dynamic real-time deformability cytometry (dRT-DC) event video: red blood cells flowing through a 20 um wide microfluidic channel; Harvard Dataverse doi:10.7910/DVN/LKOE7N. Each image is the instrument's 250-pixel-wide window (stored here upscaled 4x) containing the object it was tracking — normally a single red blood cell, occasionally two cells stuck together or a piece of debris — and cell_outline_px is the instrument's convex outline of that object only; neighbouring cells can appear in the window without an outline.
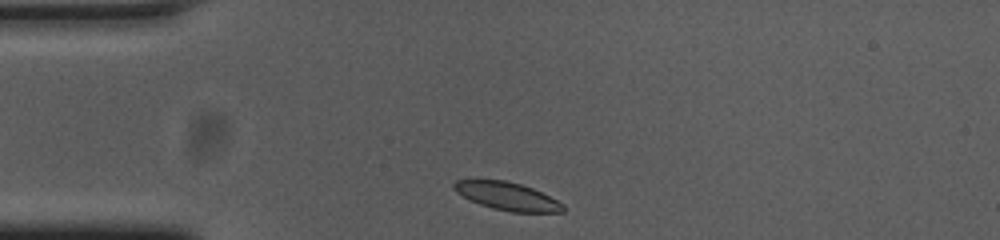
{"species": "common noctule bat (a hibernating species)", "species_latin": "Nyctalus noctula", "temperature_condition": "cold", "stored_images_in_passage": 33, "camera_frame_rate_fps": 3000, "um_per_image_px": 0.085, "animal": {"sex": "female", "body_mass_g": 23.0, "forearm_length_mm": 53.4}, "frame": {"image": 1, "passage_image": 1, "time_ms": 0.0, "image_size_px": [1000, 240], "cell_outline_px": [[564, 212], [512, 212], [492, 208], [480, 204], [456, 192], [452, 188], [452, 184], [456, 180], [504, 180], [520, 184], [532, 188], [564, 204]], "centroid_in_image_um": [43.1, 16.68], "position_along_channel_um": 41.9, "area_um2": 17.51}}
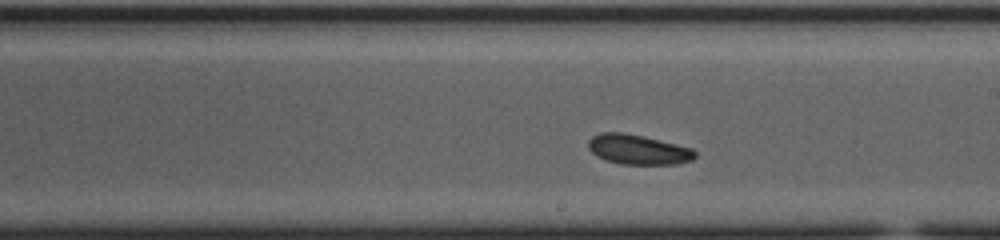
{"frame": {"image": 2, "passage_image": 19, "time_ms": 6.0, "image_size_px": [1000, 240], "cell_outline_px": [[696, 156], [692, 160], [676, 164], [620, 164], [604, 160], [596, 156], [588, 148], [588, 140], [592, 136], [600, 132], [620, 132], [640, 136], [676, 144], [692, 148], [696, 152]], "centroid_in_image_um": [54.2, 12.72], "position_along_channel_um": 234.8, "area_um2": 18.5}}
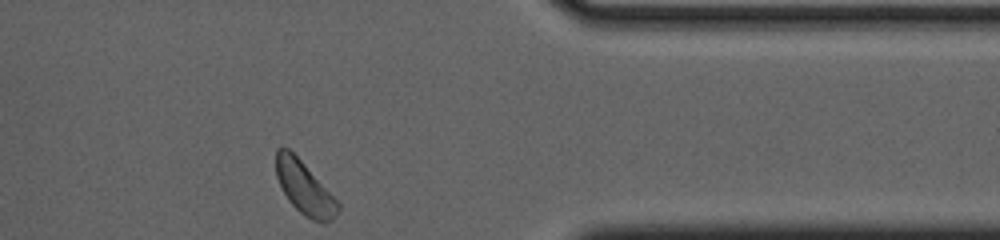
{"frame": {"image": 3, "passage_image": 33, "time_ms": 10.667, "image_size_px": [1000, 240], "cell_outline_px": [[340, 208], [332, 220], [324, 224], [320, 224], [312, 220], [300, 212], [288, 200], [276, 176], [276, 148], [288, 148], [300, 160], [340, 204]], "centroid_in_image_um": [25.88, 16.02], "position_along_channel_um": 385.5, "area_um2": 18.61}, "authors_computed_cell_mechanics": {"area_um2": 18.6694, "velocity_mm_per_s": 3.6059, "shape_relaxation_time_tau1_ms": 8.6402, "shape_relaxation_time_tau2_ms": null, "deformation_change_tau1": 0.1356, "deformation_change_tau2": null}}